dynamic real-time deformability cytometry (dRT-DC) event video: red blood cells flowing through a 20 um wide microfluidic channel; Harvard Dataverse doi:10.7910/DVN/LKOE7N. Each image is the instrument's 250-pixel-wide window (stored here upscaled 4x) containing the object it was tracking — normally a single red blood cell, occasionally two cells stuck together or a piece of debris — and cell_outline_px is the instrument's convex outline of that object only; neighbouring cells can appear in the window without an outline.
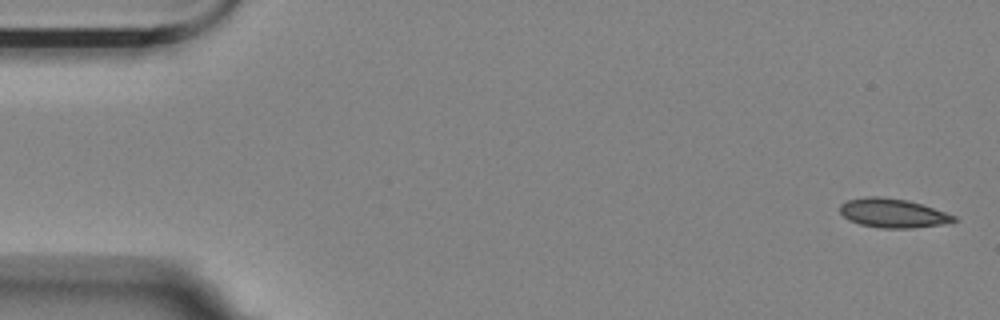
{"species": "Egyptian fruit bat (a non-hibernating species)", "species_latin": "Rousettus aegyptiacus", "temperature_condition": "room temperature", "stored_images_in_passage": 4, "camera_frame_rate_fps": 3000, "um_per_image_px": 0.085, "animal": {"sex": "female"}, "frame": {"image": 1, "passage_image": 1, "time_ms": 0.0, "image_size_px": [1000, 320], "cell_outline_px": [[960, 220], [944, 224], [912, 228], [880, 228], [860, 224], [848, 220], [840, 212], [840, 204], [848, 200], [864, 196], [880, 196], [908, 200], [956, 216]], "centroid_in_image_um": [75.88, 18.11], "position_along_channel_um": 9.1, "area_um2": 19.31}}
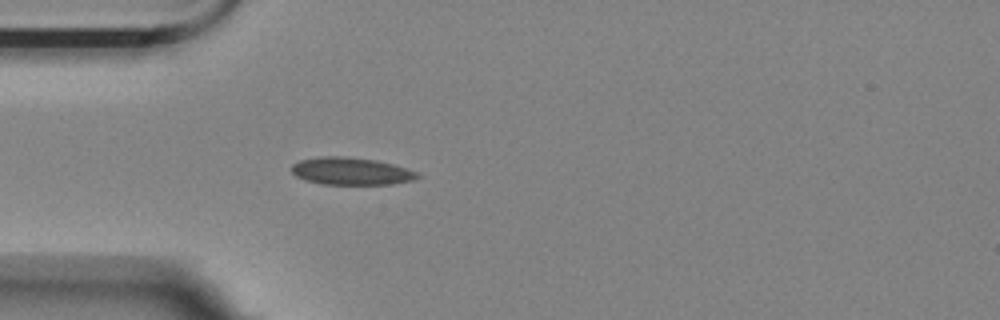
{"frame": {"image": 2, "passage_image": 4, "time_ms": 1.0, "image_size_px": [1000, 320], "cell_outline_px": [[420, 176], [412, 180], [392, 184], [320, 184], [304, 180], [296, 176], [292, 172], [292, 164], [300, 160], [320, 156], [344, 156], [376, 160], [392, 164], [420, 172]], "centroid_in_image_um": [29.83, 14.55], "position_along_channel_um": 55.2, "area_um2": 20.17}}